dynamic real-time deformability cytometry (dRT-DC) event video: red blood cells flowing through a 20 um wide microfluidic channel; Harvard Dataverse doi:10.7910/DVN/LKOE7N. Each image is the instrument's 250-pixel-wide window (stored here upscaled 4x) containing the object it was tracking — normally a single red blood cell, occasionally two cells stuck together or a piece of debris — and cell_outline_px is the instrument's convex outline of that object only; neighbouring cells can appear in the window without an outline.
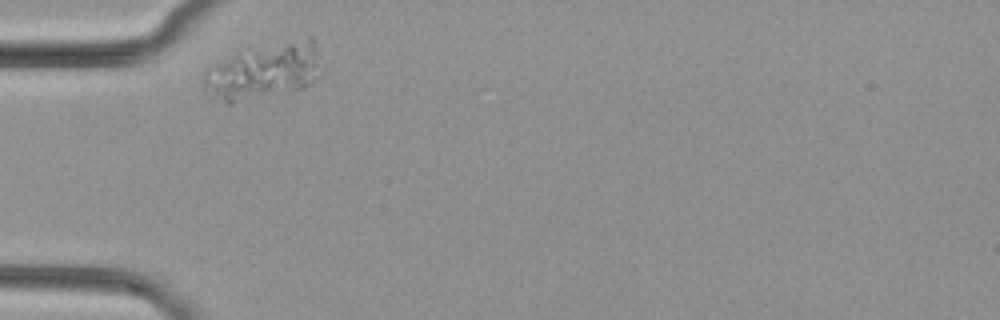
{"species": "common noctule bat (a hibernating species)", "species_latin": "Nyctalus noctula", "temperature_condition": "cold", "stored_images_in_passage": 2, "camera_frame_rate_fps": 3000, "um_per_image_px": 0.085, "animal": {"sex": "female", "body_mass_g": 29.2, "forearm_length_mm": 56.3}, "frame": {"image": 1, "passage_image": 1, "time_ms": 0.0, "image_size_px": [1000, 320], "cell_outline_px": [[320, 76], [304, 88], [232, 104], [228, 104], [204, 88], [204, 68], [236, 52], [308, 36], [312, 36], [316, 44], [320, 56]], "centroid_in_image_um": [22.46, 6.03], "position_along_channel_um": 62.5, "area_um2": 38.67}}